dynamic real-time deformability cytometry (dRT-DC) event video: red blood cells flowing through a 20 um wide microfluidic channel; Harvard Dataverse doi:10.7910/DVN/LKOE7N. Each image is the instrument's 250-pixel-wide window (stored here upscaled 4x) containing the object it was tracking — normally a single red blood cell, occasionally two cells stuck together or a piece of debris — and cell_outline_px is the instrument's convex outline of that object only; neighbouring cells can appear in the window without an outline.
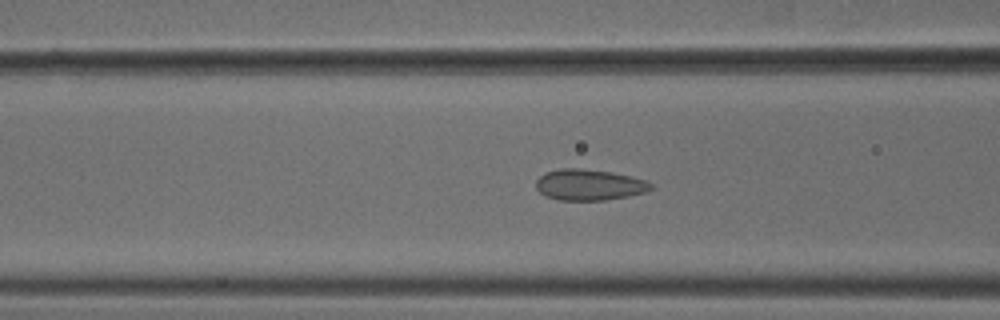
{"species": "common noctule bat (a hibernating species)", "species_latin": "Nyctalus noctula", "temperature_condition": "cold", "stored_images_in_passage": 50, "camera_frame_rate_fps": 3000, "um_per_image_px": 0.085, "animal": {"sex": "male", "body_mass_g": 18.8}, "frame": {"image": 1, "passage_image": 18, "time_ms": 5.667, "image_size_px": [1000, 320], "cell_outline_px": [[652, 188], [644, 192], [628, 196], [604, 200], [560, 200], [544, 196], [536, 188], [536, 180], [544, 172], [560, 168], [580, 168], [612, 172], [648, 180], [652, 184]], "centroid_in_image_um": [50.06, 15.7], "position_along_channel_um": 116.5, "area_um2": 20.87}}
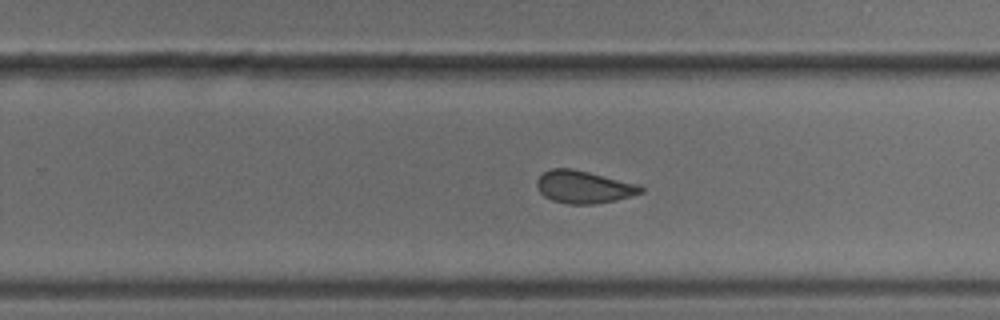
{"frame": {"image": 2, "passage_image": 31, "time_ms": 10.0, "image_size_px": [1000, 320], "cell_outline_px": [[644, 192], [632, 196], [616, 200], [596, 204], [568, 204], [552, 200], [544, 196], [536, 188], [536, 180], [544, 172], [552, 168], [572, 168], [640, 184], [644, 188]], "centroid_in_image_um": [49.64, 15.89], "position_along_channel_um": 280.2, "area_um2": 19.94}}
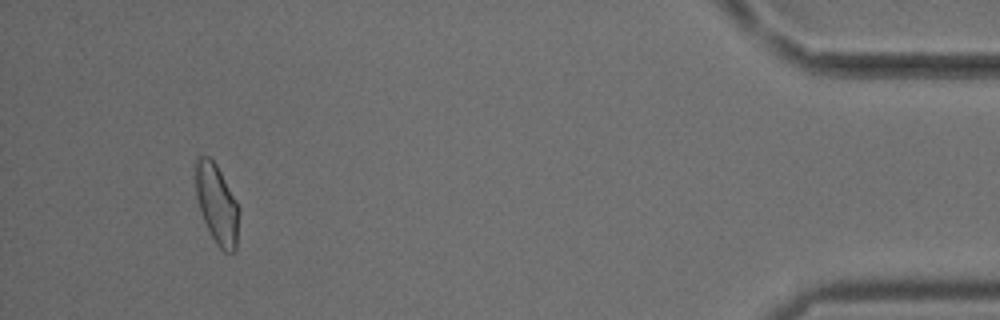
{"frame": {"image": 3, "passage_image": 47, "time_ms": 15.333, "image_size_px": [1000, 320], "cell_outline_px": [[240, 212], [236, 248], [232, 252], [224, 252], [216, 244], [204, 220], [196, 196], [196, 160], [200, 156], [208, 156], [216, 164], [236, 200], [240, 208]], "centroid_in_image_um": [18.46, 17.37], "position_along_channel_um": 416.7, "area_um2": 19.88}, "authors_computed_cell_mechanics": {"area_um2": 20.4612, "velocity_mm_per_s": 3.7721, "shape_relaxation_time_tau1_ms": null, "shape_relaxation_time_tau2_ms": 1.1911, "deformation_change_tau1": null, "deformation_change_tau2": 0.0688}}